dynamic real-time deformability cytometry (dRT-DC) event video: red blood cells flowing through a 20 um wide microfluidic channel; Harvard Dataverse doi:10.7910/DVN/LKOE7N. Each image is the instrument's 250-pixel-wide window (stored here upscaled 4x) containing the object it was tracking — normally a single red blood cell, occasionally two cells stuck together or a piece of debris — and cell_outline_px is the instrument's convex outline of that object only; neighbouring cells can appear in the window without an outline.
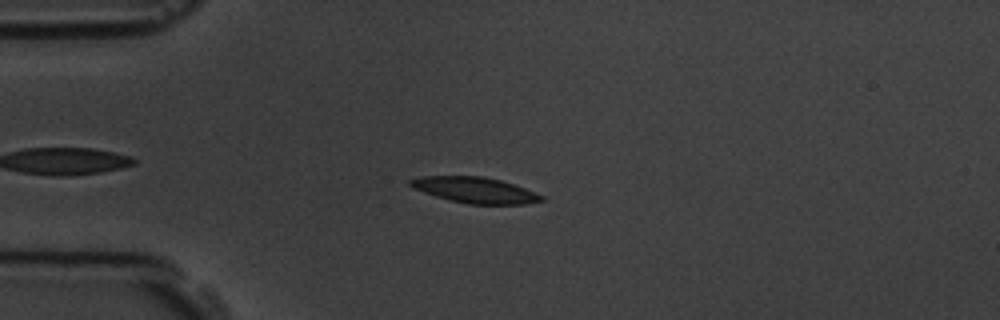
{"species": "common noctule bat (a hibernating species)", "species_latin": "Nyctalus noctula", "temperature_condition": "room temperature", "stored_images_in_passage": 6, "camera_frame_rate_fps": 3000, "um_per_image_px": 0.085, "animal": {"sex": "male", "body_mass_g": 19.5, "forearm_length_mm": 54.6}, "frame": {"image": 1, "passage_image": 5, "time_ms": 4.667, "image_size_px": [1000, 320], "cell_outline_px": [[544, 200], [524, 204], [468, 204], [436, 196], [424, 192], [408, 184], [408, 180], [420, 176], [484, 176], [500, 180], [536, 192], [544, 196]], "centroid_in_image_um": [40.39, 16.15], "position_along_channel_um": 44.6, "area_um2": 19.54}}